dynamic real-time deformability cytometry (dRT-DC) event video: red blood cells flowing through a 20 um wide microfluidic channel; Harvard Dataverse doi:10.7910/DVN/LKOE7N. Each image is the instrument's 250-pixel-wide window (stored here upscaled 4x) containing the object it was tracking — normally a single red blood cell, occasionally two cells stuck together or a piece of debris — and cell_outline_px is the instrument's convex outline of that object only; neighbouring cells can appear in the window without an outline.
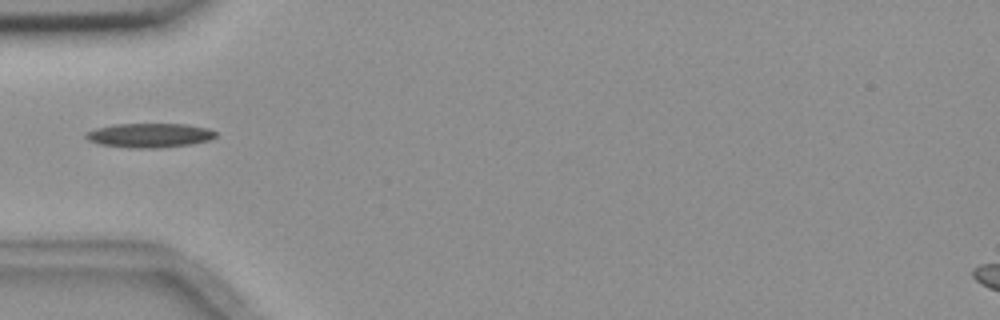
{"species": "common noctule bat (a hibernating species)", "species_latin": "Nyctalus noctula", "temperature_condition": "room temperature", "stored_images_in_passage": 1, "camera_frame_rate_fps": 3000, "um_per_image_px": 0.085, "animal": {"sex": "female", "body_mass_g": 18.4}, "frame": {"image": 1, "passage_image": 1, "time_ms": 0.0, "image_size_px": [1000, 320], "cell_outline_px": [[216, 136], [212, 140], [192, 144], [160, 148], [132, 148], [100, 144], [88, 140], [84, 136], [88, 132], [96, 128], [116, 124], [184, 124], [208, 128], [216, 132]], "centroid_in_image_um": [12.75, 11.51], "position_along_channel_um": 72.2, "area_um2": 18.38}}